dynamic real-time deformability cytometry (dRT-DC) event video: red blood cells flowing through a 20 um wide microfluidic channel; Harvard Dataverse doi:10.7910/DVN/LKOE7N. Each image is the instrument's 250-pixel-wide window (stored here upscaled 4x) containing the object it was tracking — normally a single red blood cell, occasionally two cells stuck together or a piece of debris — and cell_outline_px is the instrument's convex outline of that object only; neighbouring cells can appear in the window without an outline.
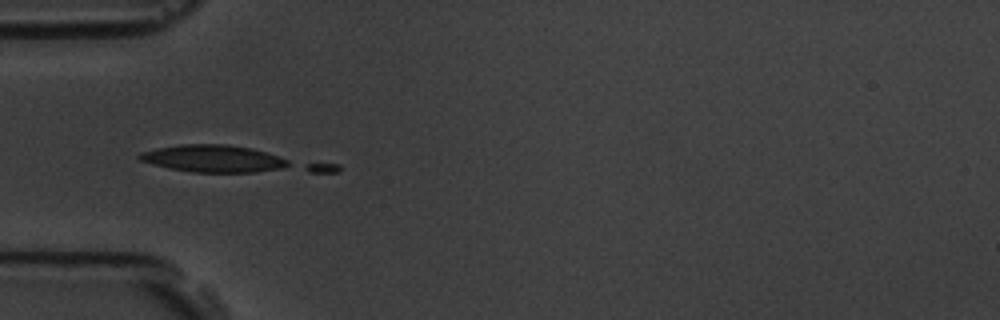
{"species": "common noctule bat (a hibernating species)", "species_latin": "Nyctalus noctula", "temperature_condition": "room temperature", "stored_images_in_passage": 6, "camera_frame_rate_fps": 3000, "um_per_image_px": 0.085, "animal": {"sex": "male", "body_mass_g": 19.5, "forearm_length_mm": 54.6}, "frame": {"image": 1, "passage_image": 5, "time_ms": 4.667, "image_size_px": [1000, 320], "cell_outline_px": [[340, 168], [336, 172], [192, 172], [168, 168], [152, 164], [140, 160], [136, 156], [140, 152], [156, 148], [180, 144], [228, 144], [252, 148], [340, 164]], "centroid_in_image_um": [19.63, 13.57], "position_along_channel_um": 65.4, "area_um2": 29.59}}